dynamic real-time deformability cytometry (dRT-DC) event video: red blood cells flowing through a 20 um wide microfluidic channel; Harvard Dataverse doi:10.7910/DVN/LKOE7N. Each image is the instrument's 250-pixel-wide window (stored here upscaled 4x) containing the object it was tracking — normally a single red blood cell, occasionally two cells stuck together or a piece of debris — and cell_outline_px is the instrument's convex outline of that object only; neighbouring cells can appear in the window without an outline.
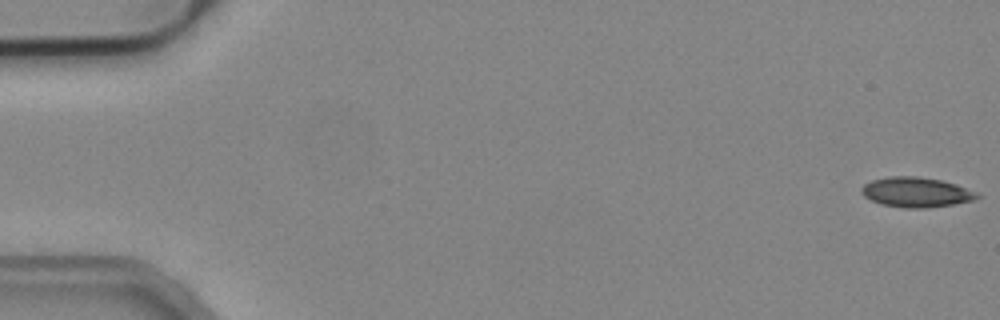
{"species": "common noctule bat (a hibernating species)", "species_latin": "Nyctalus noctula", "temperature_condition": "cold", "stored_images_in_passage": 53, "camera_frame_rate_fps": 3000, "um_per_image_px": 0.085, "animal": {"sex": "male", "body_mass_g": 19.2, "forearm_length_mm": 51.8}, "frame": {"image": 1, "passage_image": 1, "time_ms": 0.0, "image_size_px": [1000, 320], "cell_outline_px": [[980, 196], [972, 200], [952, 204], [924, 208], [904, 208], [880, 204], [864, 196], [860, 192], [860, 188], [864, 184], [872, 180], [888, 176], [916, 176], [940, 180], [956, 184], [976, 192]], "centroid_in_image_um": [77.82, 16.33], "position_along_channel_um": 7.2, "area_um2": 20.06}}
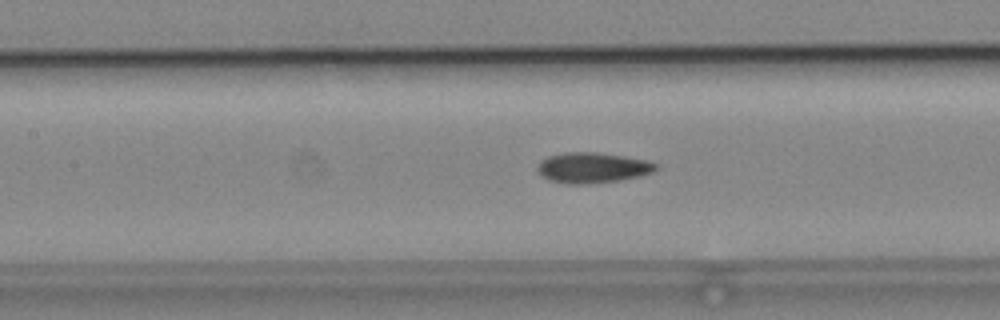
{"frame": {"image": 2, "passage_image": 24, "time_ms": 7.667, "image_size_px": [1000, 320], "cell_outline_px": [[660, 168], [652, 172], [640, 176], [620, 180], [580, 184], [572, 184], [548, 180], [540, 176], [536, 172], [536, 168], [540, 160], [548, 156], [564, 152], [596, 152], [624, 156], [644, 160], [656, 164]], "centroid_in_image_um": [50.3, 14.25], "position_along_channel_um": 157.1, "area_um2": 21.1}}
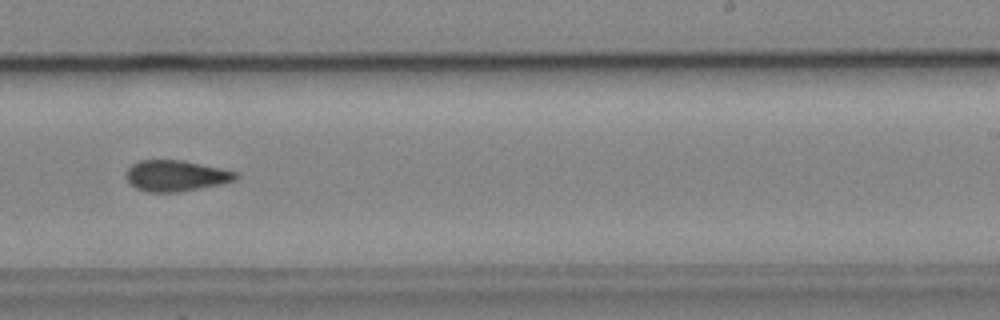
{"frame": {"image": 3, "passage_image": 33, "time_ms": 10.667, "image_size_px": [1000, 320], "cell_outline_px": [[240, 176], [236, 180], [220, 184], [180, 192], [148, 192], [136, 188], [124, 176], [128, 168], [132, 164], [140, 160], [184, 160], [220, 168], [236, 172]], "centroid_in_image_um": [14.95, 14.94], "position_along_channel_um": 274.0, "area_um2": 19.83}}